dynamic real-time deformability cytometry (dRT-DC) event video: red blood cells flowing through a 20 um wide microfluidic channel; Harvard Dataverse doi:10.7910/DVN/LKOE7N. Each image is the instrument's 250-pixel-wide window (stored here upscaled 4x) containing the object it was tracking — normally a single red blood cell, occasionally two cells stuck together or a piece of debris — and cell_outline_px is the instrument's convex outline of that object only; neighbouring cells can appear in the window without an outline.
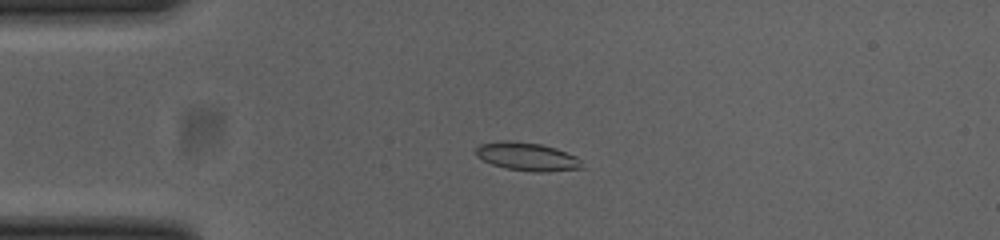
{"species": "common noctule bat (a hibernating species)", "species_latin": "Nyctalus noctula", "temperature_condition": "cold", "stored_images_in_passage": 53, "camera_frame_rate_fps": 3000, "um_per_image_px": 0.085, "animal": {"sex": "female", "body_mass_g": 23.0, "forearm_length_mm": 53.4}, "frame": {"image": 1, "passage_image": 13, "time_ms": 4.0, "image_size_px": [1000, 240], "cell_outline_px": [[584, 168], [544, 172], [532, 172], [504, 168], [492, 164], [476, 156], [476, 148], [480, 144], [504, 140], [540, 144], [556, 148], [576, 156]], "centroid_in_image_um": [44.8, 13.32], "position_along_channel_um": 40.2, "area_um2": 17.34}}
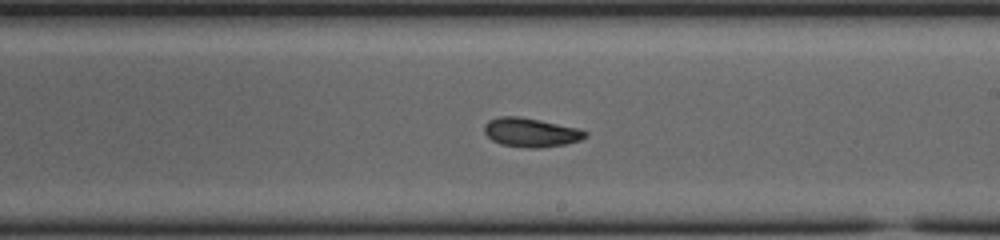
{"frame": {"image": 2, "passage_image": 31, "time_ms": 10.0, "image_size_px": [1000, 240], "cell_outline_px": [[588, 136], [580, 140], [564, 144], [540, 148], [528, 148], [500, 144], [492, 140], [484, 132], [484, 124], [488, 120], [500, 116], [520, 116], [540, 120], [576, 128], [588, 132]], "centroid_in_image_um": [45.1, 11.25], "position_along_channel_um": 243.9, "area_um2": 17.05}}
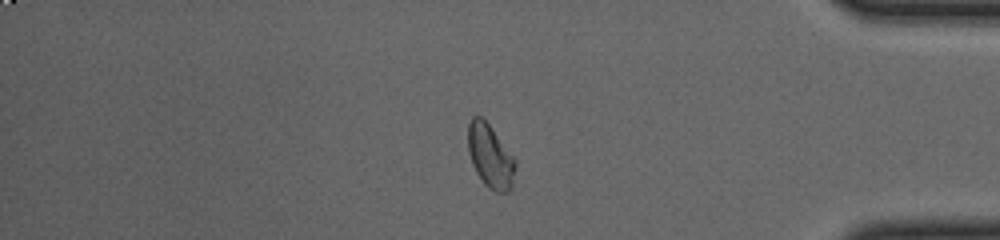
{"frame": {"image": 3, "passage_image": 45, "time_ms": 14.667, "image_size_px": [1000, 240], "cell_outline_px": [[516, 164], [512, 188], [508, 192], [496, 192], [488, 188], [484, 184], [476, 172], [472, 164], [468, 152], [468, 124], [472, 116], [480, 116], [488, 124], [516, 160]], "centroid_in_image_um": [41.67, 13.3], "position_along_channel_um": 393.5, "area_um2": 17.46}, "authors_computed_cell_mechanics": {"area_um2": 17.051, "velocity_mm_per_s": 3.8334, "shape_relaxation_time_tau1_ms": 7.8632, "shape_relaxation_time_tau2_ms": 4.8893, "deformation_change_tau1": 0.1803, "deformation_change_tau2": 0.0947}}